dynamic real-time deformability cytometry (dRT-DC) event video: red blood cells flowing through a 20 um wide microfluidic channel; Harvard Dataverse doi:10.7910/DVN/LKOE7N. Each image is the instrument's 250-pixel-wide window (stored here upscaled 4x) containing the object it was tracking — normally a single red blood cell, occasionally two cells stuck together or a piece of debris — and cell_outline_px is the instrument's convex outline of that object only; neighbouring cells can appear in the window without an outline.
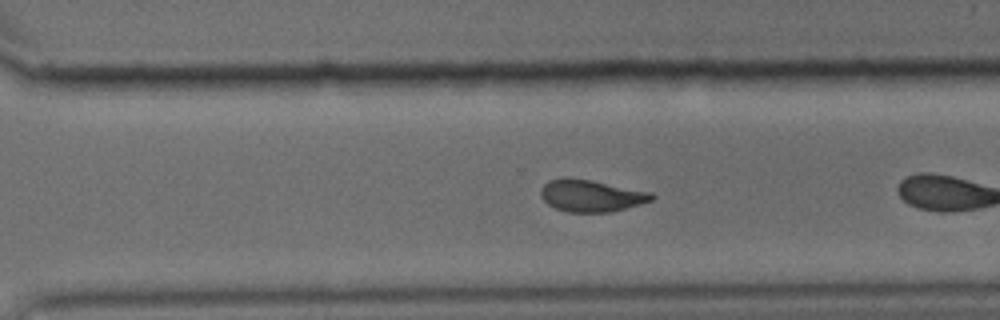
{"species": "common noctule bat (a hibernating species)", "species_latin": "Nyctalus noctula", "temperature_condition": "cold", "stored_images_in_passage": 32, "camera_frame_rate_fps": 3000, "um_per_image_px": 0.085, "animal": {"sex": "male", "body_mass_g": 15.6}, "frame": {"image": 1, "passage_image": 21, "time_ms": 6.667, "image_size_px": [1000, 320], "cell_outline_px": [[656, 196], [652, 200], [640, 204], [612, 212], [568, 212], [556, 208], [548, 204], [540, 196], [540, 188], [548, 180], [564, 176], [568, 176], [592, 180], [652, 192]], "centroid_in_image_um": [50.22, 16.61], "position_along_channel_um": 320.4, "area_um2": 20.98}, "authors_computed_cell_mechanics": {"area_um2": 20.9814, "velocity_mm_per_s": 3.6932, "shape_relaxation_time_tau1_ms": 5.1803, "shape_relaxation_time_tau2_ms": 1.9997, "deformation_change_tau1": 0.1357, "deformation_change_tau2": 0.0726}}